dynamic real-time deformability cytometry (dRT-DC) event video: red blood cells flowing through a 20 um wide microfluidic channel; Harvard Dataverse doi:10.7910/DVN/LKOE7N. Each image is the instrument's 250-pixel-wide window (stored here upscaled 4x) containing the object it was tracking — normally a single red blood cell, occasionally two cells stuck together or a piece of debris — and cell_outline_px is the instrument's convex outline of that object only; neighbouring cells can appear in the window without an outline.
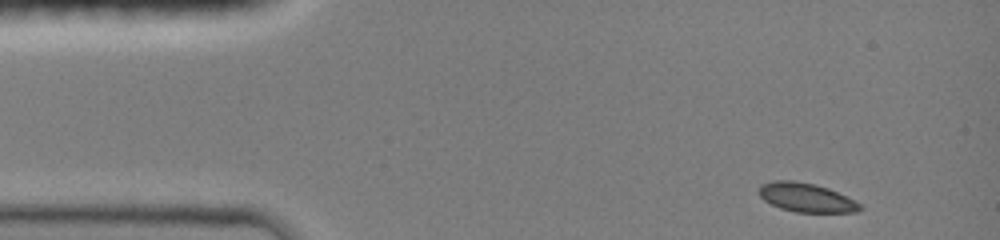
{"species": "common noctule bat (a hibernating species)", "species_latin": "Nyctalus noctula", "temperature_condition": "room temperature", "stored_images_in_passage": 7, "camera_frame_rate_fps": 3000, "um_per_image_px": 0.085, "animal": {"sex": "female", "body_mass_g": 19.0, "forearm_length_mm": 51.5}, "frame": {"image": 1, "passage_image": 1, "time_ms": 0.0, "image_size_px": [1000, 240], "cell_outline_px": [[864, 208], [856, 212], [796, 212], [780, 208], [764, 200], [760, 196], [760, 184], [776, 180], [792, 180], [812, 184], [828, 188], [860, 204]], "centroid_in_image_um": [68.51, 16.79], "position_along_channel_um": 16.5, "area_um2": 16.7}}
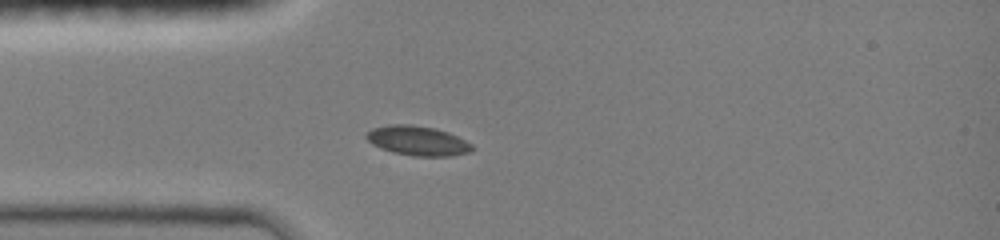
{"frame": {"image": 2, "passage_image": 5, "time_ms": 2.667, "image_size_px": [1000, 240], "cell_outline_px": [[476, 148], [468, 152], [448, 156], [412, 156], [392, 152], [380, 148], [372, 144], [364, 136], [372, 128], [388, 124], [408, 124], [432, 128], [448, 132], [472, 144]], "centroid_in_image_um": [35.47, 11.96], "position_along_channel_um": 49.5, "area_um2": 18.15}}
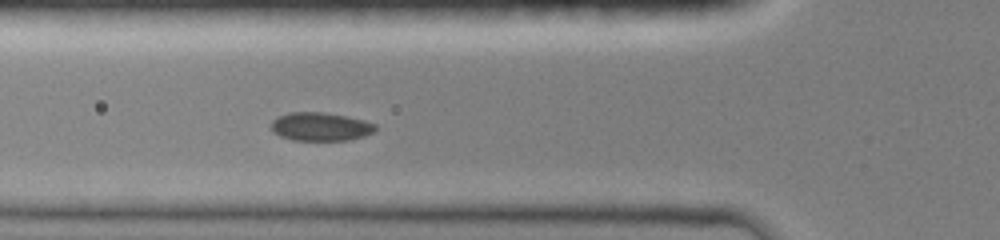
{"frame": {"image": 3, "passage_image": 7, "time_ms": 4.0, "image_size_px": [1000, 240], "cell_outline_px": [[376, 128], [372, 132], [364, 136], [348, 140], [292, 140], [280, 136], [272, 132], [272, 120], [288, 112], [324, 112], [364, 120], [376, 124]], "centroid_in_image_um": [27.22, 10.76], "position_along_channel_um": 98.6, "area_um2": 17.17}}